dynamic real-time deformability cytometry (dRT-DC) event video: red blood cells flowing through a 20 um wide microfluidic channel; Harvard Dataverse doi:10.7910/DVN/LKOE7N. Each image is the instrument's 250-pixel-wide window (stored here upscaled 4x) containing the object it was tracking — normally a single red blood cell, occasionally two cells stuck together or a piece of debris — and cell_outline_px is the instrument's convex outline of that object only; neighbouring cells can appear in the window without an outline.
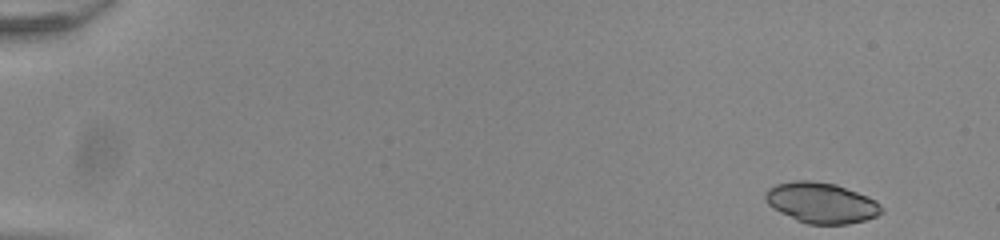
{"species": "common noctule bat (a hibernating species)", "species_latin": "Nyctalus noctula", "temperature_condition": "room temperature", "stored_images_in_passage": 15, "camera_frame_rate_fps": 3000, "um_per_image_px": 0.085, "animal": {"sex": "male", "body_mass_g": 20.0, "forearm_length_mm": 53.3}, "frame": {"image": 1, "passage_image": 1, "time_ms": 0.0, "image_size_px": [1000, 240], "cell_outline_px": [[884, 212], [876, 216], [864, 220], [848, 224], [808, 224], [796, 220], [772, 208], [764, 200], [764, 192], [768, 188], [776, 184], [796, 180], [808, 180], [836, 184], [868, 196], [876, 200], [884, 208]], "centroid_in_image_um": [69.81, 17.23], "position_along_channel_um": 15.2, "area_um2": 27.69}}